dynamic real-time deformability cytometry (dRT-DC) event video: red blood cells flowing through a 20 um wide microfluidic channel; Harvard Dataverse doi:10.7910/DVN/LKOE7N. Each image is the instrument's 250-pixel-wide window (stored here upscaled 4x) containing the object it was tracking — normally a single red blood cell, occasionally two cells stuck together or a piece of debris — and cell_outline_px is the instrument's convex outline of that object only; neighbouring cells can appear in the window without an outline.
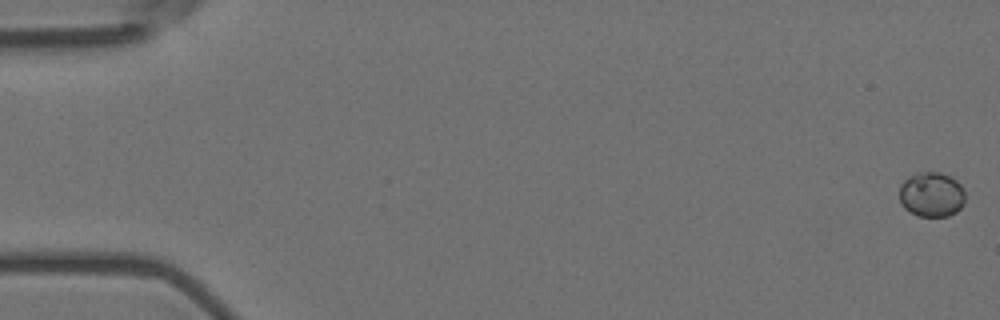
{"species": "Egyptian fruit bat (a non-hibernating species)", "species_latin": "Rousettus aegyptiacus", "temperature_condition": "room temperature", "stored_images_in_passage": 57, "camera_frame_rate_fps": 3000, "um_per_image_px": 0.085, "animal": {"sex": "female"}, "frame": {"image": 1, "passage_image": 1, "time_ms": 0.0, "image_size_px": [1000, 320], "cell_outline_px": [[964, 204], [956, 212], [948, 216], [920, 216], [904, 208], [900, 200], [900, 184], [908, 176], [920, 172], [940, 172], [952, 176], [960, 184], [964, 192]], "centroid_in_image_um": [79.19, 16.51], "position_along_channel_um": 5.8, "area_um2": 17.22}}
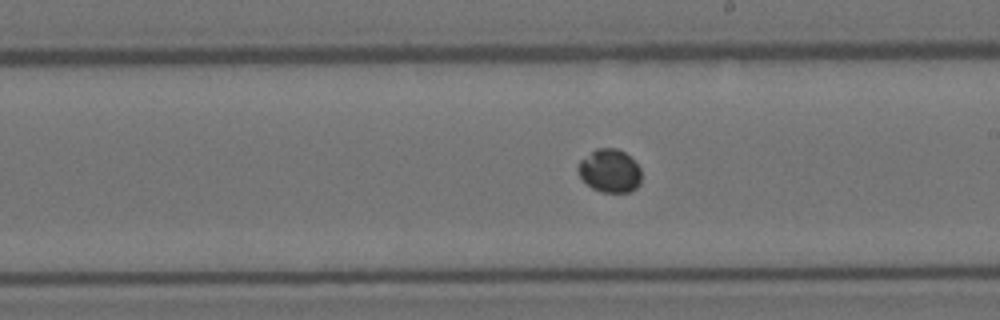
{"frame": {"image": 2, "passage_image": 33, "time_ms": 10.667, "image_size_px": [1000, 320], "cell_outline_px": [[640, 184], [636, 188], [628, 192], [600, 192], [592, 188], [580, 176], [580, 160], [596, 148], [616, 148], [624, 152], [640, 168]], "centroid_in_image_um": [51.84, 14.52], "position_along_channel_um": 237.2, "area_um2": 15.61}}
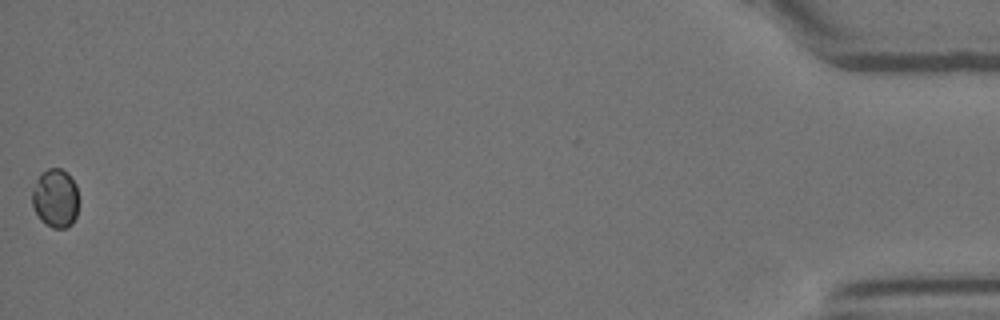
{"frame": {"image": 3, "passage_image": 57, "time_ms": 18.667, "image_size_px": [1000, 320], "cell_outline_px": [[76, 216], [72, 224], [64, 228], [52, 228], [40, 220], [32, 204], [32, 188], [40, 172], [48, 168], [60, 168], [68, 172], [76, 184]], "centroid_in_image_um": [4.68, 16.82], "position_along_channel_um": 430.5, "area_um2": 15.95}}